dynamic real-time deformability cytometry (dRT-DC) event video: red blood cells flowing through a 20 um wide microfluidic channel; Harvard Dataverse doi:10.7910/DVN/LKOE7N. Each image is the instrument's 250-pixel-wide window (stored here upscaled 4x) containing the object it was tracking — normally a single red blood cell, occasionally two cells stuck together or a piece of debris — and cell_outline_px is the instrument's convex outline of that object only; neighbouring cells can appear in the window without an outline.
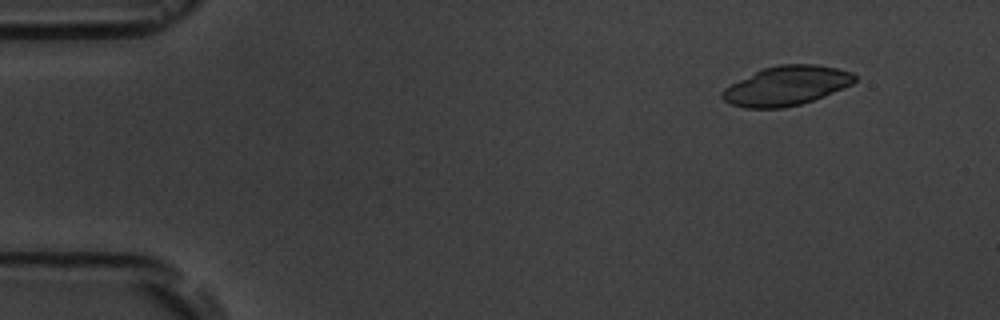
{"species": "common noctule bat (a hibernating species)", "species_latin": "Nyctalus noctula", "temperature_condition": "room temperature", "stored_images_in_passage": 5, "camera_frame_rate_fps": 3000, "um_per_image_px": 0.085, "animal": {"sex": "male", "body_mass_g": 19.5, "forearm_length_mm": 54.6}, "frame": {"image": 1, "passage_image": 2, "time_ms": 1.0, "image_size_px": [1000, 320], "cell_outline_px": [[856, 80], [852, 84], [824, 96], [800, 104], [784, 108], [744, 108], [732, 104], [724, 100], [720, 96], [720, 92], [724, 88], [764, 68], [780, 64], [816, 64], [836, 68], [852, 72], [856, 76]], "centroid_in_image_um": [66.85, 7.29], "position_along_channel_um": 18.1, "area_um2": 30.11}}